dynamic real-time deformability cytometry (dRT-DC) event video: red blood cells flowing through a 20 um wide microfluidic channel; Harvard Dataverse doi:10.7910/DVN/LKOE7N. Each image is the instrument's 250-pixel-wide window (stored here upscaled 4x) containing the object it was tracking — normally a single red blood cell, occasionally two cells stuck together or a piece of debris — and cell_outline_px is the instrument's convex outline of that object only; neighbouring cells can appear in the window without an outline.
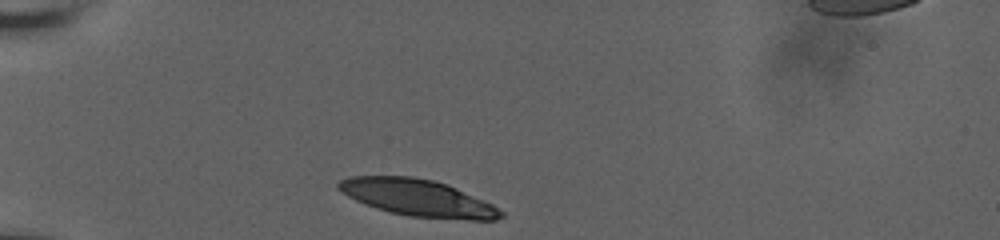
{"species": "human", "species_latin": "Homo sapiens", "temperature_condition": "room temperature", "stored_images_in_passage": 22, "camera_frame_rate_fps": 3000, "um_per_image_px": 0.085, "donor": {"sex": "male"}, "frame": {"image": 1, "passage_image": 1, "time_ms": 0.0, "image_size_px": [1000, 240], "cell_outline_px": [[504, 216], [496, 220], [468, 220], [408, 216], [388, 212], [376, 208], [356, 200], [348, 196], [336, 188], [336, 184], [340, 180], [348, 176], [412, 176], [432, 180], [448, 184], [492, 204], [504, 212]], "centroid_in_image_um": [35.51, 16.81], "position_along_channel_um": 49.5, "area_um2": 34.91}}
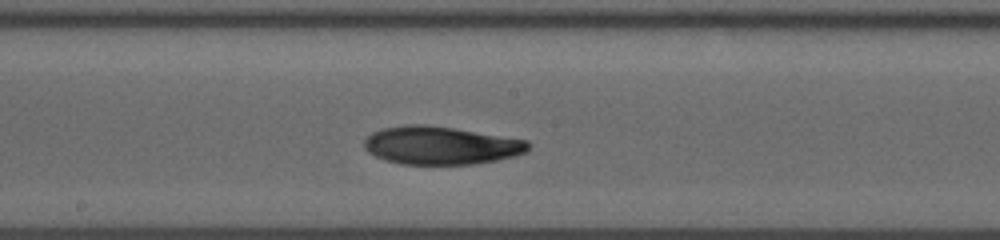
{"frame": {"image": 2, "passage_image": 10, "time_ms": 5.333, "image_size_px": [1000, 240], "cell_outline_px": [[532, 144], [524, 152], [516, 156], [476, 164], [400, 164], [384, 160], [368, 152], [364, 148], [364, 140], [372, 132], [384, 128], [404, 124], [424, 124], [452, 128], [528, 140]], "centroid_in_image_um": [37.45, 12.36], "position_along_channel_um": 210.7, "area_um2": 36.41}}
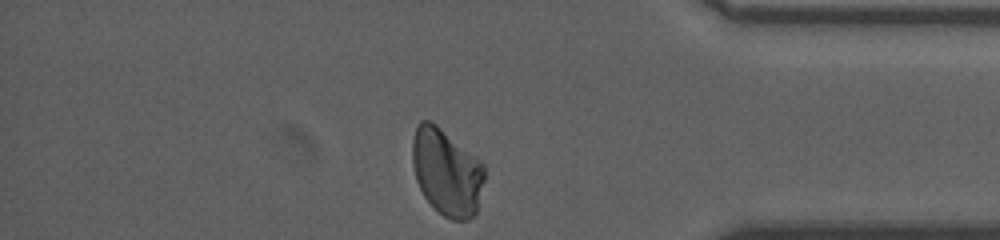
{"frame": {"image": 3, "passage_image": 22, "time_ms": 11.0, "image_size_px": [1000, 240], "cell_outline_px": [[484, 180], [476, 212], [468, 220], [452, 220], [444, 216], [424, 196], [416, 180], [412, 164], [412, 140], [416, 128], [420, 120], [428, 120], [436, 124], [480, 160], [484, 164]], "centroid_in_image_um": [37.96, 14.61], "position_along_channel_um": 397.2, "area_um2": 36.18}, "authors_computed_cell_mechanics": {"area_um2": 36.1539, "velocity_mm_per_s": 3.617, "shape_relaxation_time_tau1_ms": null, "shape_relaxation_time_tau2_ms": 3.6874, "deformation_change_tau1": null, "deformation_change_tau2": 0.0832}}